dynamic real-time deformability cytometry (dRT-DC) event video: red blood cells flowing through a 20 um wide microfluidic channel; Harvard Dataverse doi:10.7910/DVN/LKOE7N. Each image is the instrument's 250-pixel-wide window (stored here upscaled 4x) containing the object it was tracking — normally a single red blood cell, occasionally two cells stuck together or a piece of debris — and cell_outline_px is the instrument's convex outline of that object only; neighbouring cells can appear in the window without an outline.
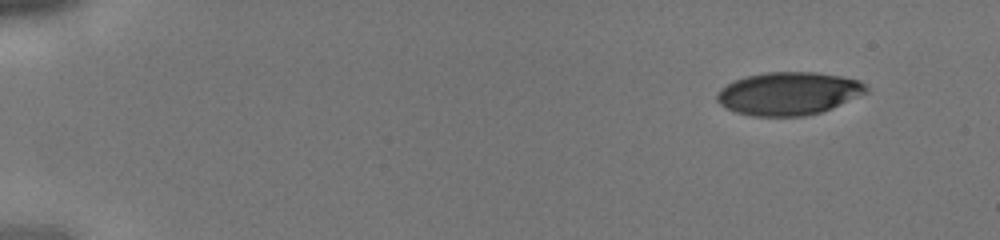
{"species": "human", "species_latin": "Homo sapiens", "temperature_condition": "cold", "stored_images_in_passage": 6, "camera_frame_rate_fps": 3000, "um_per_image_px": 0.085, "donor": {"sex": "male"}, "frame": {"image": 1, "passage_image": 1, "time_ms": 0.0, "image_size_px": [1000, 240], "cell_outline_px": [[868, 92], [832, 108], [820, 112], [804, 116], [752, 116], [736, 112], [720, 104], [716, 100], [716, 96], [720, 88], [744, 76], [764, 72], [812, 72], [840, 76], [860, 80], [868, 88]], "centroid_in_image_um": [67.03, 7.94], "position_along_channel_um": 18.0, "area_um2": 37.28}}
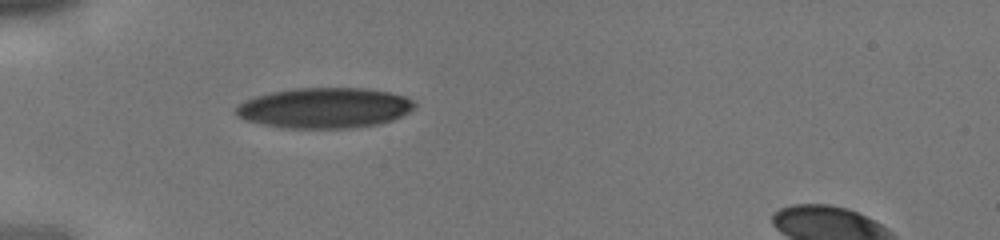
{"frame": {"image": 2, "passage_image": 6, "time_ms": 1.667, "image_size_px": [1000, 240], "cell_outline_px": [[416, 108], [392, 120], [380, 124], [352, 128], [284, 128], [244, 120], [236, 116], [236, 108], [244, 100], [256, 96], [272, 92], [296, 88], [360, 88], [388, 92], [404, 96], [412, 100], [416, 104]], "centroid_in_image_um": [27.58, 9.18], "position_along_channel_um": 57.4, "area_um2": 42.02}}